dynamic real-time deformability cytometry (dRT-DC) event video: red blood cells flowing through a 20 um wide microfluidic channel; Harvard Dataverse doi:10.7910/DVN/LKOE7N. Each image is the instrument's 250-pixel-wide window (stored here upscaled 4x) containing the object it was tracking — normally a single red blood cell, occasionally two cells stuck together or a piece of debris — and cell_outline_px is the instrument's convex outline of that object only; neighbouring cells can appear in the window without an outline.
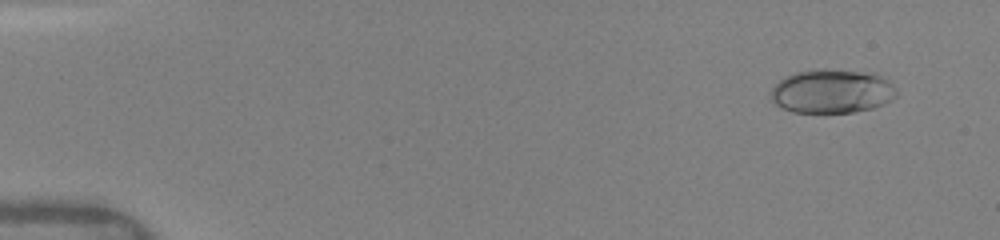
{"species": "human", "species_latin": "Homo sapiens", "temperature_condition": "warm", "stored_images_in_passage": 34, "camera_frame_rate_fps": 3000, "um_per_image_px": 0.085, "donor": {"sex": "female"}, "frame": {"image": 1, "passage_image": 5, "time_ms": 1.0, "image_size_px": [1000, 240], "cell_outline_px": [[896, 96], [884, 104], [872, 108], [852, 112], [792, 112], [768, 100], [772, 88], [784, 76], [796, 72], [816, 68], [824, 68], [872, 72], [888, 80], [896, 88]], "centroid_in_image_um": [70.69, 7.74], "position_along_channel_um": 14.3, "area_um2": 32.48}}
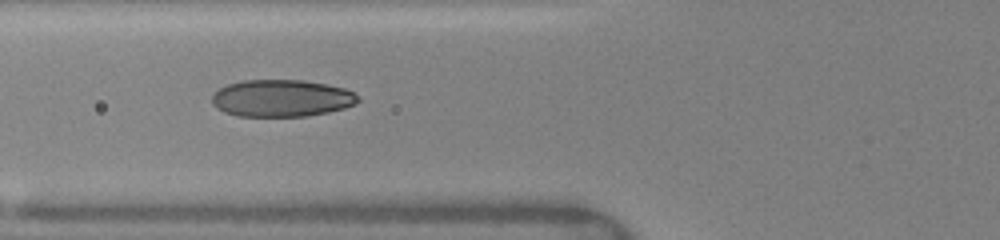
{"frame": {"image": 2, "passage_image": 25, "time_ms": 6.333, "image_size_px": [1000, 240], "cell_outline_px": [[360, 100], [356, 104], [344, 108], [328, 112], [308, 116], [236, 116], [224, 112], [216, 108], [212, 104], [212, 96], [220, 88], [228, 84], [240, 80], [304, 80], [328, 84], [344, 88], [360, 96]], "centroid_in_image_um": [23.94, 8.35], "position_along_channel_um": 101.9, "area_um2": 31.79}}
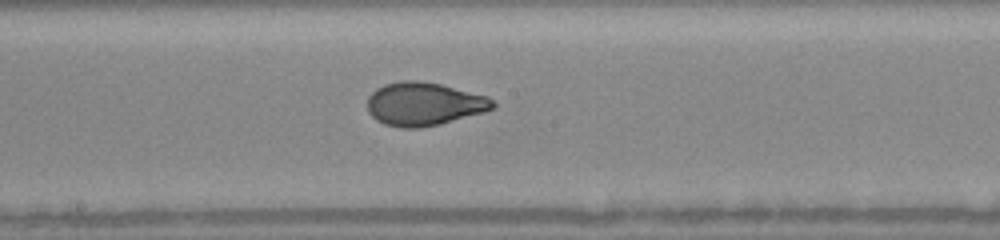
{"frame": {"image": 3, "passage_image": 34, "time_ms": 9.0, "image_size_px": [1000, 240], "cell_outline_px": [[496, 108], [484, 112], [440, 124], [420, 128], [400, 128], [384, 124], [376, 120], [368, 112], [368, 96], [376, 88], [384, 84], [400, 80], [420, 80], [440, 84], [488, 96], [496, 104]], "centroid_in_image_um": [36.03, 8.83], "position_along_channel_um": 212.2, "area_um2": 31.91}}